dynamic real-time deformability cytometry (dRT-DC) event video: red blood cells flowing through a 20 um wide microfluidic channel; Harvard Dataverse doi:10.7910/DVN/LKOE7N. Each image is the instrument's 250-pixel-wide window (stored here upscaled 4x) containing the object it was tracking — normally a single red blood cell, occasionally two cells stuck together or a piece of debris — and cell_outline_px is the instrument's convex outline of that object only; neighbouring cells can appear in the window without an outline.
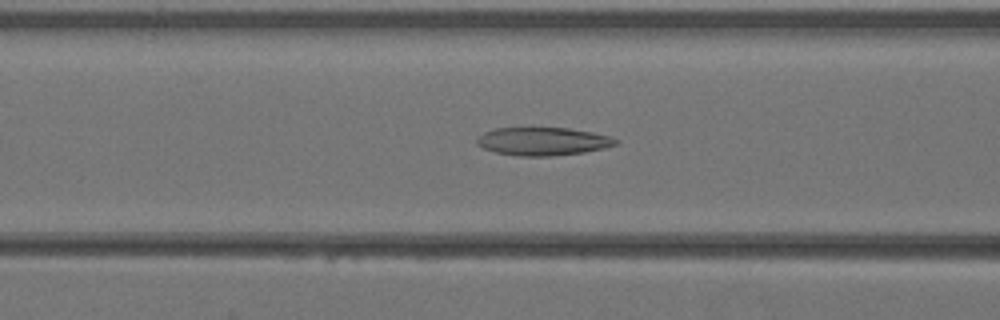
{"species": "Egyptian fruit bat (a non-hibernating species)", "species_latin": "Rousettus aegyptiacus", "temperature_condition": "warm", "stored_images_in_passage": 33, "camera_frame_rate_fps": 3000, "um_per_image_px": 0.085, "animal": {"sex": "female"}, "frame": {"image": 1, "passage_image": 11, "time_ms": 3.333, "image_size_px": [1000, 320], "cell_outline_px": [[620, 140], [616, 144], [604, 148], [584, 152], [552, 156], [516, 156], [496, 152], [484, 148], [476, 144], [476, 140], [484, 132], [496, 128], [568, 128], [592, 132], [608, 136]], "centroid_in_image_um": [46.14, 12.02], "position_along_channel_um": 120.5, "area_um2": 22.6}}
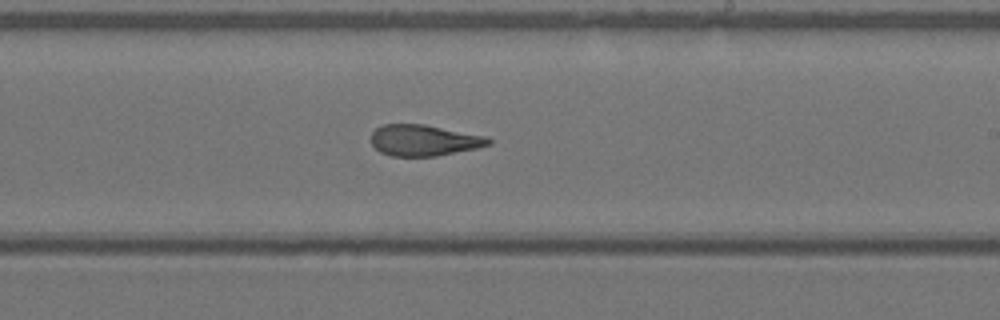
{"frame": {"image": 2, "passage_image": 19, "time_ms": 6.0, "image_size_px": [1000, 320], "cell_outline_px": [[492, 144], [476, 148], [436, 156], [392, 156], [380, 152], [372, 144], [372, 132], [376, 128], [384, 124], [424, 124], [488, 136], [492, 140]], "centroid_in_image_um": [36.06, 11.92], "position_along_channel_um": 252.9, "area_um2": 21.33}}
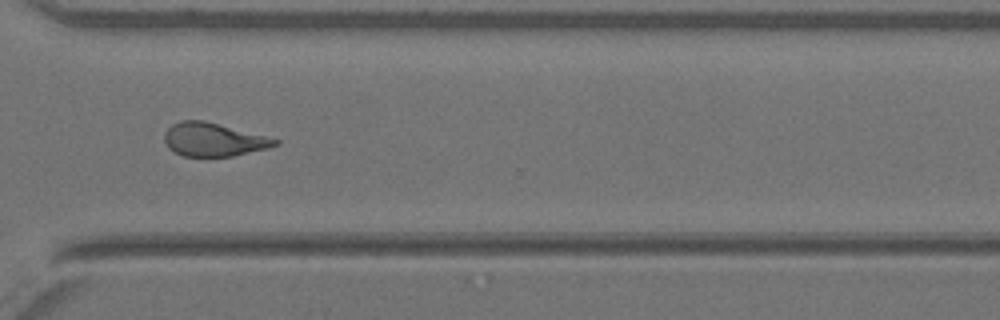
{"frame": {"image": 3, "passage_image": 25, "time_ms": 8.0, "image_size_px": [1000, 320], "cell_outline_px": [[280, 144], [268, 148], [232, 156], [184, 156], [168, 148], [164, 140], [164, 132], [172, 124], [180, 120], [204, 120], [280, 140]], "centroid_in_image_um": [18.13, 11.86], "position_along_channel_um": 352.5, "area_um2": 21.39}}